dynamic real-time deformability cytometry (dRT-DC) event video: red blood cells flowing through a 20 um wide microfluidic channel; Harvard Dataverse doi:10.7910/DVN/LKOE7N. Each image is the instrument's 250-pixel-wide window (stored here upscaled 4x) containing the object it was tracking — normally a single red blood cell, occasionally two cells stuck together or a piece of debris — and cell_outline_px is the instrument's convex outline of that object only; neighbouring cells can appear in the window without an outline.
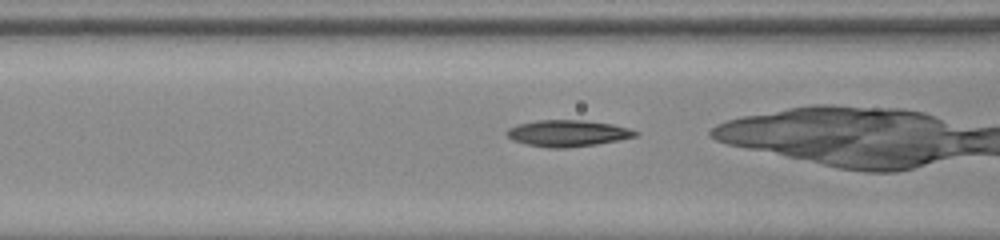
{"species": "common noctule bat (a hibernating species)", "species_latin": "Nyctalus noctula", "temperature_condition": "room temperature", "stored_images_in_passage": 42, "camera_frame_rate_fps": 3000, "um_per_image_px": 0.085, "animal": {"sex": "male", "body_mass_g": 20.0, "forearm_length_mm": 53.3}, "frame": {"image": 1, "passage_image": 21, "time_ms": 6.667, "image_size_px": [1000, 240], "cell_outline_px": [[640, 132], [636, 136], [596, 144], [564, 148], [548, 148], [528, 144], [512, 140], [504, 132], [508, 128], [516, 124], [536, 120], [584, 120], [612, 124], [628, 128]], "centroid_in_image_um": [48.21, 11.32], "position_along_channel_um": 118.4, "area_um2": 19.77}}
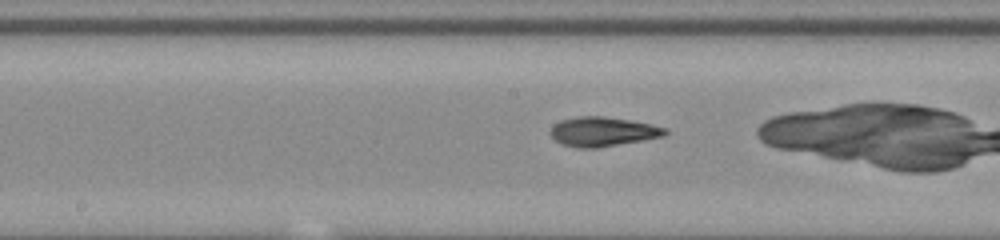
{"frame": {"image": 2, "passage_image": 27, "time_ms": 8.667, "image_size_px": [1000, 240], "cell_outline_px": [[668, 132], [664, 136], [644, 140], [596, 148], [576, 148], [564, 144], [556, 140], [548, 132], [552, 124], [560, 120], [576, 116], [604, 116], [652, 124], [668, 128]], "centroid_in_image_um": [51.22, 11.18], "position_along_channel_um": 197.0, "area_um2": 19.83}}
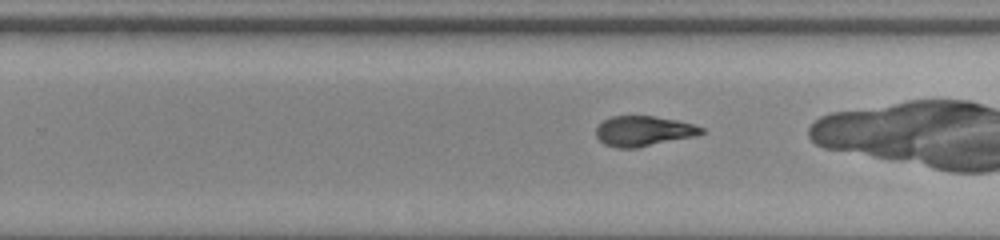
{"frame": {"image": 3, "passage_image": 33, "time_ms": 10.667, "image_size_px": [1000, 240], "cell_outline_px": [[704, 132], [696, 136], [636, 148], [616, 148], [604, 144], [596, 136], [596, 128], [604, 120], [612, 116], [652, 116], [676, 120], [692, 124], [704, 128]], "centroid_in_image_um": [54.69, 11.15], "position_along_channel_um": 275.1, "area_um2": 18.44}}